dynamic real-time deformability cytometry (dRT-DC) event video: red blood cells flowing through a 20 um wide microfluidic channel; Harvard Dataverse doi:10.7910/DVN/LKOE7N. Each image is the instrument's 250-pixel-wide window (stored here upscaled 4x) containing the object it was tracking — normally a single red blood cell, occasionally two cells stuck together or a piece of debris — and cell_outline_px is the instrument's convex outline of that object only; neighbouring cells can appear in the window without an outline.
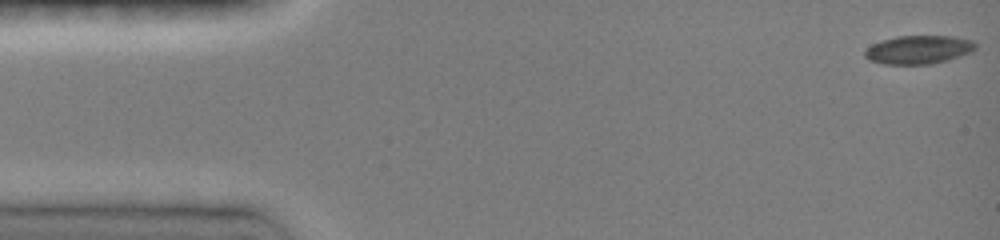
{"species": "common noctule bat (a hibernating species)", "species_latin": "Nyctalus noctula", "temperature_condition": "room temperature", "stored_images_in_passage": 47, "camera_frame_rate_fps": 3000, "um_per_image_px": 0.085, "animal": {"sex": "female", "body_mass_g": 19.0, "forearm_length_mm": 51.5}, "frame": {"image": 1, "passage_image": 1, "time_ms": 0.0, "image_size_px": [1000, 240], "cell_outline_px": [[976, 48], [972, 52], [948, 60], [932, 64], [884, 64], [868, 60], [864, 56], [864, 52], [872, 44], [896, 36], [956, 36], [972, 40], [976, 44]], "centroid_in_image_um": [78.1, 4.22], "position_along_channel_um": 6.9, "area_um2": 18.44}}
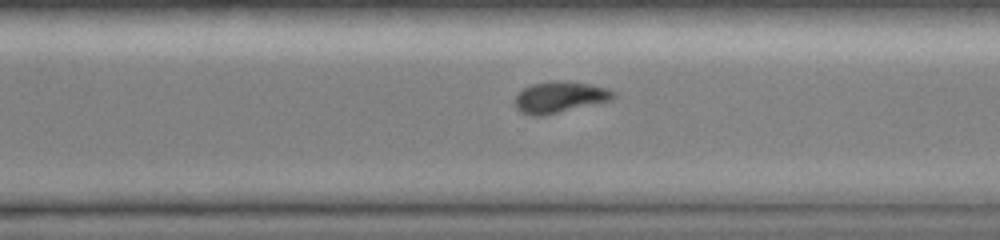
{"frame": {"image": 2, "passage_image": 33, "time_ms": 10.667, "image_size_px": [1000, 240], "cell_outline_px": [[616, 96], [612, 100], [540, 116], [532, 116], [520, 112], [516, 108], [516, 96], [524, 88], [532, 84], [552, 80], [568, 80], [592, 84], [608, 88], [616, 92]], "centroid_in_image_um": [47.62, 8.23], "position_along_channel_um": 323.0, "area_um2": 18.03}}
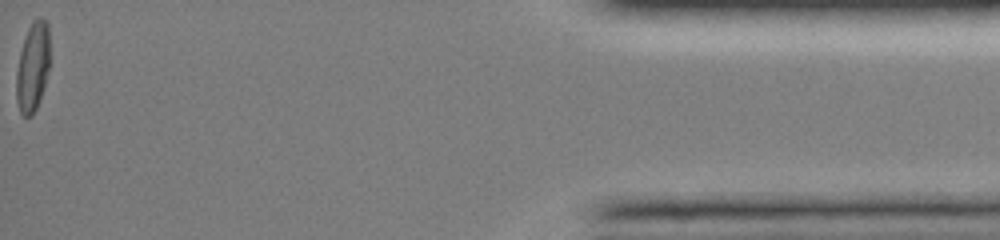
{"frame": {"image": 3, "passage_image": 47, "time_ms": 15.333, "image_size_px": [1000, 240], "cell_outline_px": [[48, 68], [40, 100], [32, 116], [24, 116], [20, 112], [16, 100], [16, 72], [20, 52], [28, 28], [32, 20], [36, 16], [40, 16], [48, 24]], "centroid_in_image_um": [2.75, 5.68], "position_along_channel_um": 432.4, "area_um2": 17.22}, "authors_computed_cell_mechanics": {"area_um2": 18.4382, "velocity_mm_per_s": 4.1069, "shape_relaxation_time_tau1_ms": 11.0843, "shape_relaxation_time_tau2_ms": null, "deformation_change_tau1": 0.2705, "deformation_change_tau2": null}}